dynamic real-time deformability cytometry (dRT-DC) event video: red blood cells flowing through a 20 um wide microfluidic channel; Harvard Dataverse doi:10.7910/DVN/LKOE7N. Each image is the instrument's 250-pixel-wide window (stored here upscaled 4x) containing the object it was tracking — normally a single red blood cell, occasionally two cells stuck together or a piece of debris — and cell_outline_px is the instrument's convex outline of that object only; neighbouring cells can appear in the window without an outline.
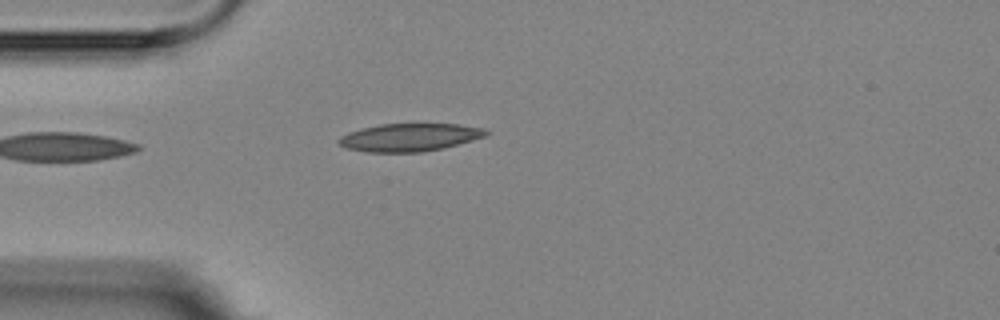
{"species": "Egyptian fruit bat (a non-hibernating species)", "species_latin": "Rousettus aegyptiacus", "temperature_condition": "room temperature", "stored_images_in_passage": 4, "camera_frame_rate_fps": 3000, "um_per_image_px": 0.085, "animal": {"sex": "female"}, "frame": {"image": 1, "passage_image": 4, "time_ms": 4.667, "image_size_px": [1000, 320], "cell_outline_px": [[492, 132], [488, 136], [444, 148], [424, 152], [368, 152], [348, 148], [340, 144], [336, 140], [340, 136], [348, 132], [360, 128], [380, 124], [456, 124], [484, 128]], "centroid_in_image_um": [34.85, 11.67], "position_along_channel_um": 50.1, "area_um2": 24.1}}